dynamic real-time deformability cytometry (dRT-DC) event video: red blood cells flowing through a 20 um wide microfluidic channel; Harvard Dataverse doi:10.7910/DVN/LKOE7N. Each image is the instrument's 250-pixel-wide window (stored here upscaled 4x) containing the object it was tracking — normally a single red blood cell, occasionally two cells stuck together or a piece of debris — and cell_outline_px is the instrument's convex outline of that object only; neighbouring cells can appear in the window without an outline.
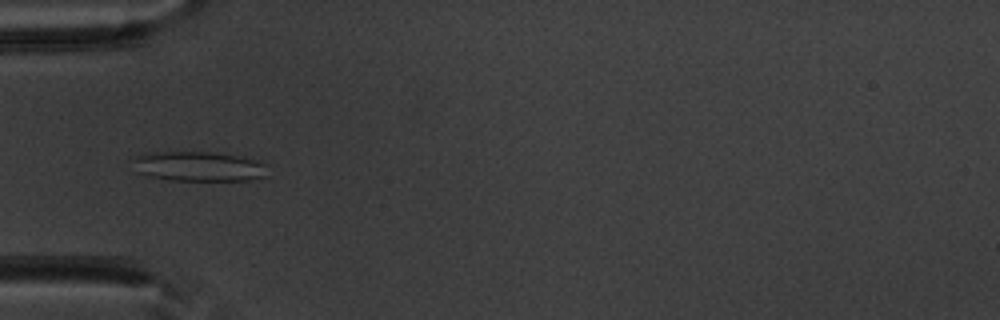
{"species": "common noctule bat (a hibernating species)", "species_latin": "Nyctalus noctula", "temperature_condition": "warm", "stored_images_in_passage": 50, "camera_frame_rate_fps": 3000, "um_per_image_px": 0.085, "animal": {"sex": "male", "body_mass_g": 20.1, "forearm_length_mm": 53.5}, "frame": {"image": 1, "passage_image": 16, "time_ms": 5.0, "image_size_px": [1000, 320], "cell_outline_px": [[268, 176], [248, 180], [168, 180], [144, 176], [136, 172], [128, 160], [128, 156], [144, 152], [216, 152], [240, 156], [256, 160], [268, 164]], "centroid_in_image_um": [16.77, 14.13], "position_along_channel_um": 68.2, "area_um2": 24.39}}
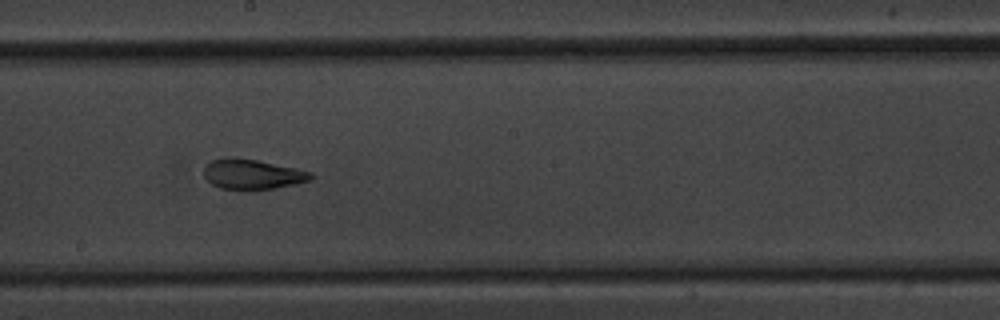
{"frame": {"image": 2, "passage_image": 28, "time_ms": 9.0, "image_size_px": [1000, 320], "cell_outline_px": [[316, 176], [312, 180], [296, 184], [256, 192], [220, 188], [212, 184], [204, 176], [204, 168], [212, 160], [224, 156], [236, 156], [296, 168], [312, 172]], "centroid_in_image_um": [21.48, 14.83], "position_along_channel_um": 226.7, "area_um2": 19.48}}
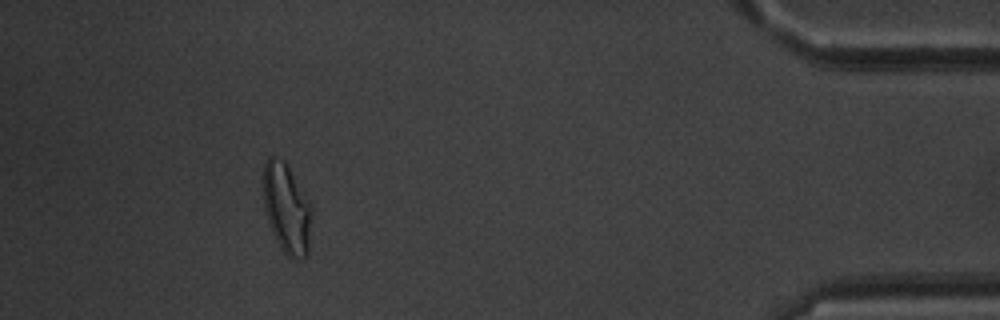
{"frame": {"image": 3, "passage_image": 46, "time_ms": 15.0, "image_size_px": [1000, 320], "cell_outline_px": [[312, 212], [308, 252], [304, 260], [292, 260], [280, 248], [272, 232], [264, 208], [264, 164], [268, 156], [272, 156], [284, 160], [288, 164], [312, 200]], "centroid_in_image_um": [24.42, 17.71], "position_along_channel_um": 410.8, "area_um2": 26.18}, "authors_computed_cell_mechanics": {"area_um2": 22.0507, "velocity_mm_per_s": 3.9682, "shape_relaxation_time_tau1_ms": 5.5537, "shape_relaxation_time_tau2_ms": 1.7062, "deformation_change_tau1": 0.188, "deformation_change_tau2": 0.0983}}